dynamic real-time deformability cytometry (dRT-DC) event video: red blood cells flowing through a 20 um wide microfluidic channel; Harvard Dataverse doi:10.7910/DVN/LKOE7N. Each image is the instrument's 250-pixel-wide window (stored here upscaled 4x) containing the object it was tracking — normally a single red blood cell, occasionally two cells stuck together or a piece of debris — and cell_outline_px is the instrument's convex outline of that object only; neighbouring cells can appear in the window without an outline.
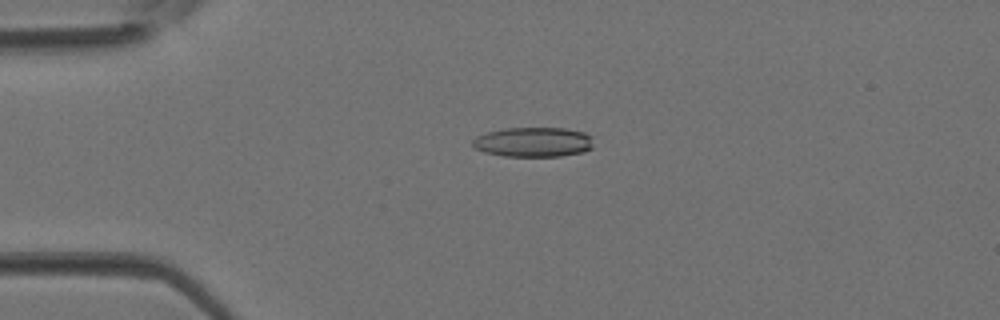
{"species": "Egyptian fruit bat (a non-hibernating species)", "species_latin": "Rousettus aegyptiacus", "temperature_condition": "room temperature", "stored_images_in_passage": 2, "camera_frame_rate_fps": 3000, "um_per_image_px": 0.085, "animal": {"sex": "female"}, "frame": {"image": 1, "passage_image": 2, "time_ms": 0.333, "image_size_px": [1000, 320], "cell_outline_px": [[592, 148], [584, 152], [560, 156], [504, 156], [484, 152], [476, 148], [472, 144], [472, 140], [476, 136], [488, 132], [504, 128], [564, 128], [584, 132], [592, 136]], "centroid_in_image_um": [45.35, 12.07], "position_along_channel_um": 39.7, "area_um2": 20.98}}